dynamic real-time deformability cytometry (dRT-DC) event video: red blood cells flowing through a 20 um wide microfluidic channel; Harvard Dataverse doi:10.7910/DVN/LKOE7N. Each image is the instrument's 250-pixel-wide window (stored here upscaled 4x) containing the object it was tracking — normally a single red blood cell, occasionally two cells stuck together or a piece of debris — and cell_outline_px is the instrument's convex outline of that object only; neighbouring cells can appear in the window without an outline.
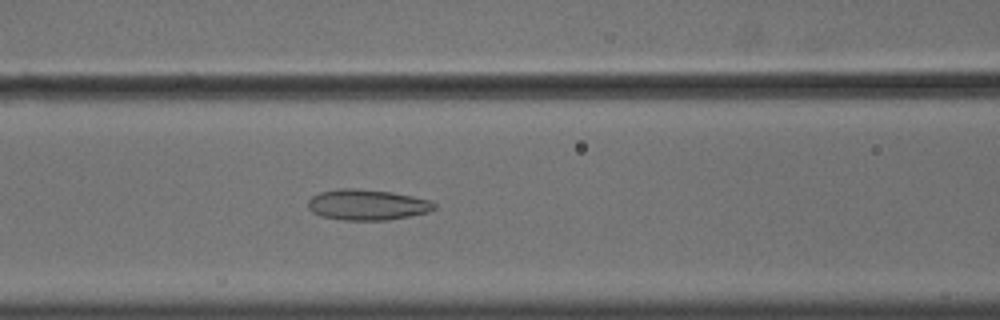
{"species": "common noctule bat (a hibernating species)", "species_latin": "Nyctalus noctula", "temperature_condition": "cold", "stored_images_in_passage": 55, "camera_frame_rate_fps": 3000, "um_per_image_px": 0.085, "animal": {"sex": "male", "body_mass_g": 18.8}, "frame": {"image": 1, "passage_image": 24, "time_ms": 7.667, "image_size_px": [1000, 320], "cell_outline_px": [[436, 208], [428, 212], [388, 220], [344, 220], [320, 216], [312, 212], [308, 208], [308, 200], [312, 196], [320, 192], [340, 188], [356, 188], [392, 192], [412, 196], [428, 200], [436, 204]], "centroid_in_image_um": [31.18, 17.4], "position_along_channel_um": 135.4, "area_um2": 22.6}}
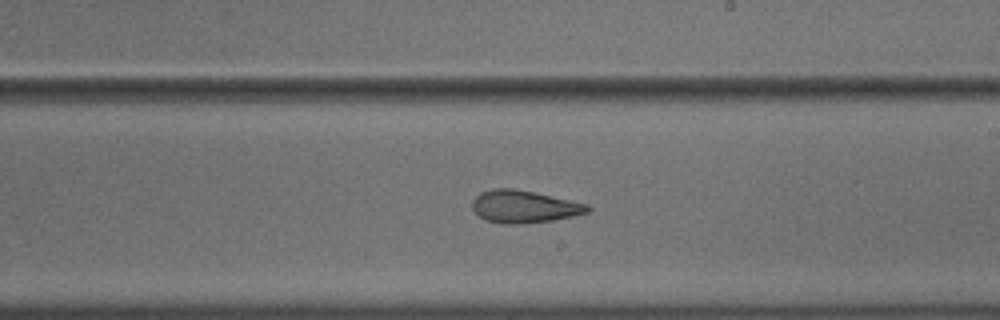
{"frame": {"image": 2, "passage_image": 33, "time_ms": 10.667, "image_size_px": [1000, 320], "cell_outline_px": [[592, 208], [588, 212], [572, 216], [552, 220], [520, 224], [500, 224], [484, 220], [472, 208], [472, 200], [480, 192], [492, 188], [512, 188], [532, 192], [588, 204]], "centroid_in_image_um": [44.5, 17.57], "position_along_channel_um": 244.5, "area_um2": 21.73}}
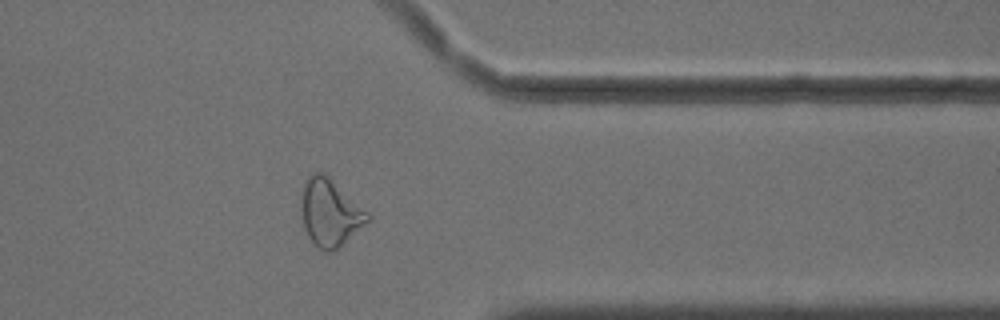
{"frame": {"image": 3, "passage_image": 45, "time_ms": 14.667, "image_size_px": [1000, 320], "cell_outline_px": [[372, 216], [368, 220], [332, 252], [324, 252], [308, 236], [304, 228], [300, 216], [300, 196], [304, 180], [312, 172], [324, 172], [368, 212]], "centroid_in_image_um": [27.98, 18.02], "position_along_channel_um": 383.4, "area_um2": 25.84}, "authors_computed_cell_mechanics": {"area_um2": 25.9522, "velocity_mm_per_s": 3.6377, "shape_relaxation_time_tau1_ms": null, "shape_relaxation_time_tau2_ms": 3.1699, "deformation_change_tau1": null, "deformation_change_tau2": 0.1078}}